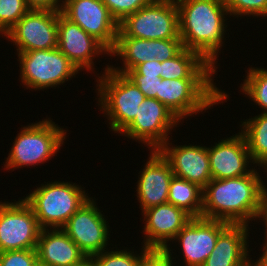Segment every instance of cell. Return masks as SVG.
Here are the masks:
<instances>
[{"instance_id": "obj_36", "label": "cell", "mask_w": 267, "mask_h": 266, "mask_svg": "<svg viewBox=\"0 0 267 266\" xmlns=\"http://www.w3.org/2000/svg\"><path fill=\"white\" fill-rule=\"evenodd\" d=\"M255 222H261L264 227V236H267V187H263L261 196L259 210L256 216ZM259 220V221H258ZM264 223V224H263Z\"/></svg>"}, {"instance_id": "obj_19", "label": "cell", "mask_w": 267, "mask_h": 266, "mask_svg": "<svg viewBox=\"0 0 267 266\" xmlns=\"http://www.w3.org/2000/svg\"><path fill=\"white\" fill-rule=\"evenodd\" d=\"M169 139L158 151L169 162L174 176L198 184L204 188L212 179L208 146L204 144L175 145ZM175 145V146H174Z\"/></svg>"}, {"instance_id": "obj_34", "label": "cell", "mask_w": 267, "mask_h": 266, "mask_svg": "<svg viewBox=\"0 0 267 266\" xmlns=\"http://www.w3.org/2000/svg\"><path fill=\"white\" fill-rule=\"evenodd\" d=\"M134 70L142 76L161 77V62L157 59L147 61L139 64Z\"/></svg>"}, {"instance_id": "obj_27", "label": "cell", "mask_w": 267, "mask_h": 266, "mask_svg": "<svg viewBox=\"0 0 267 266\" xmlns=\"http://www.w3.org/2000/svg\"><path fill=\"white\" fill-rule=\"evenodd\" d=\"M114 246L92 256L95 266H139L142 254L147 250L146 247L140 246L142 248L139 252H141L138 253L136 249L134 252V247L132 250L128 247L121 250L117 245Z\"/></svg>"}, {"instance_id": "obj_11", "label": "cell", "mask_w": 267, "mask_h": 266, "mask_svg": "<svg viewBox=\"0 0 267 266\" xmlns=\"http://www.w3.org/2000/svg\"><path fill=\"white\" fill-rule=\"evenodd\" d=\"M91 197L85 202L62 227L86 256H93L109 249L112 236L108 219ZM110 243V244H109Z\"/></svg>"}, {"instance_id": "obj_22", "label": "cell", "mask_w": 267, "mask_h": 266, "mask_svg": "<svg viewBox=\"0 0 267 266\" xmlns=\"http://www.w3.org/2000/svg\"><path fill=\"white\" fill-rule=\"evenodd\" d=\"M36 252L43 266H70L86 257L62 228L42 229Z\"/></svg>"}, {"instance_id": "obj_30", "label": "cell", "mask_w": 267, "mask_h": 266, "mask_svg": "<svg viewBox=\"0 0 267 266\" xmlns=\"http://www.w3.org/2000/svg\"><path fill=\"white\" fill-rule=\"evenodd\" d=\"M111 16L121 23L128 15L135 13L152 0H102Z\"/></svg>"}, {"instance_id": "obj_10", "label": "cell", "mask_w": 267, "mask_h": 266, "mask_svg": "<svg viewBox=\"0 0 267 266\" xmlns=\"http://www.w3.org/2000/svg\"><path fill=\"white\" fill-rule=\"evenodd\" d=\"M0 201V252L36 249L42 228L23 198Z\"/></svg>"}, {"instance_id": "obj_18", "label": "cell", "mask_w": 267, "mask_h": 266, "mask_svg": "<svg viewBox=\"0 0 267 266\" xmlns=\"http://www.w3.org/2000/svg\"><path fill=\"white\" fill-rule=\"evenodd\" d=\"M144 222L142 246L147 249H166L192 218L183 209L170 203L149 208L141 213Z\"/></svg>"}, {"instance_id": "obj_7", "label": "cell", "mask_w": 267, "mask_h": 266, "mask_svg": "<svg viewBox=\"0 0 267 266\" xmlns=\"http://www.w3.org/2000/svg\"><path fill=\"white\" fill-rule=\"evenodd\" d=\"M20 71L19 81L23 88L44 91L65 86L64 83L77 77L79 69L58 49L17 52ZM29 88V89H28Z\"/></svg>"}, {"instance_id": "obj_15", "label": "cell", "mask_w": 267, "mask_h": 266, "mask_svg": "<svg viewBox=\"0 0 267 266\" xmlns=\"http://www.w3.org/2000/svg\"><path fill=\"white\" fill-rule=\"evenodd\" d=\"M183 49L181 39L147 40L134 37H116L114 48L109 56L122 60L119 64H109V68L117 73L125 74L128 70L135 69L139 64L151 60L160 62L172 59Z\"/></svg>"}, {"instance_id": "obj_6", "label": "cell", "mask_w": 267, "mask_h": 266, "mask_svg": "<svg viewBox=\"0 0 267 266\" xmlns=\"http://www.w3.org/2000/svg\"><path fill=\"white\" fill-rule=\"evenodd\" d=\"M214 80L159 78V93L155 98L184 122L230 99L229 93L217 87Z\"/></svg>"}, {"instance_id": "obj_13", "label": "cell", "mask_w": 267, "mask_h": 266, "mask_svg": "<svg viewBox=\"0 0 267 266\" xmlns=\"http://www.w3.org/2000/svg\"><path fill=\"white\" fill-rule=\"evenodd\" d=\"M228 224L222 220L191 218L168 246L178 245L173 247L179 249L184 265L177 263V266H202L214 250L220 232Z\"/></svg>"}, {"instance_id": "obj_5", "label": "cell", "mask_w": 267, "mask_h": 266, "mask_svg": "<svg viewBox=\"0 0 267 266\" xmlns=\"http://www.w3.org/2000/svg\"><path fill=\"white\" fill-rule=\"evenodd\" d=\"M22 198L32 208L42 229L62 228L90 198L85 187L76 182L44 181Z\"/></svg>"}, {"instance_id": "obj_25", "label": "cell", "mask_w": 267, "mask_h": 266, "mask_svg": "<svg viewBox=\"0 0 267 266\" xmlns=\"http://www.w3.org/2000/svg\"><path fill=\"white\" fill-rule=\"evenodd\" d=\"M239 123V131L246 139L251 159L261 167L267 162V113H259Z\"/></svg>"}, {"instance_id": "obj_8", "label": "cell", "mask_w": 267, "mask_h": 266, "mask_svg": "<svg viewBox=\"0 0 267 266\" xmlns=\"http://www.w3.org/2000/svg\"><path fill=\"white\" fill-rule=\"evenodd\" d=\"M117 37L139 39H181L175 0H152L121 23Z\"/></svg>"}, {"instance_id": "obj_38", "label": "cell", "mask_w": 267, "mask_h": 266, "mask_svg": "<svg viewBox=\"0 0 267 266\" xmlns=\"http://www.w3.org/2000/svg\"><path fill=\"white\" fill-rule=\"evenodd\" d=\"M70 266H95L93 258L91 256H86L80 262L70 265Z\"/></svg>"}, {"instance_id": "obj_12", "label": "cell", "mask_w": 267, "mask_h": 266, "mask_svg": "<svg viewBox=\"0 0 267 266\" xmlns=\"http://www.w3.org/2000/svg\"><path fill=\"white\" fill-rule=\"evenodd\" d=\"M60 13L30 9L3 37L16 46V52L58 48Z\"/></svg>"}, {"instance_id": "obj_39", "label": "cell", "mask_w": 267, "mask_h": 266, "mask_svg": "<svg viewBox=\"0 0 267 266\" xmlns=\"http://www.w3.org/2000/svg\"><path fill=\"white\" fill-rule=\"evenodd\" d=\"M261 168H262V171L264 172L263 174H265V172H266V175H267V162L266 163H264L262 166H261ZM264 168V169H263ZM263 176L264 177V179H265V177H266V179L265 180H267V176ZM264 180V187H267V181H265Z\"/></svg>"}, {"instance_id": "obj_26", "label": "cell", "mask_w": 267, "mask_h": 266, "mask_svg": "<svg viewBox=\"0 0 267 266\" xmlns=\"http://www.w3.org/2000/svg\"><path fill=\"white\" fill-rule=\"evenodd\" d=\"M245 72V79H243V83L241 82L239 91L243 92L242 94L247 99H250V104L256 107L257 105L261 110V113H267V69L262 68V66L258 67H248ZM241 89V90H240Z\"/></svg>"}, {"instance_id": "obj_2", "label": "cell", "mask_w": 267, "mask_h": 266, "mask_svg": "<svg viewBox=\"0 0 267 266\" xmlns=\"http://www.w3.org/2000/svg\"><path fill=\"white\" fill-rule=\"evenodd\" d=\"M262 172L258 166L242 177L211 179L203 188L201 217L229 224L255 223L264 187Z\"/></svg>"}, {"instance_id": "obj_14", "label": "cell", "mask_w": 267, "mask_h": 266, "mask_svg": "<svg viewBox=\"0 0 267 266\" xmlns=\"http://www.w3.org/2000/svg\"><path fill=\"white\" fill-rule=\"evenodd\" d=\"M61 13L98 40L109 52L114 48L119 24L102 0H62Z\"/></svg>"}, {"instance_id": "obj_3", "label": "cell", "mask_w": 267, "mask_h": 266, "mask_svg": "<svg viewBox=\"0 0 267 266\" xmlns=\"http://www.w3.org/2000/svg\"><path fill=\"white\" fill-rule=\"evenodd\" d=\"M47 117L48 115L44 120L30 122L26 126L21 125L19 133L11 144L7 158H4L6 160L3 162L5 164H2V168L13 172L15 169H23V167H36L47 163L57 156V153H60L59 150L65 145L64 141L68 137L69 130H67L68 128L65 130L63 126L60 127L52 121L53 119Z\"/></svg>"}, {"instance_id": "obj_23", "label": "cell", "mask_w": 267, "mask_h": 266, "mask_svg": "<svg viewBox=\"0 0 267 266\" xmlns=\"http://www.w3.org/2000/svg\"><path fill=\"white\" fill-rule=\"evenodd\" d=\"M216 70L199 53L183 48L172 59L161 62L163 79H214Z\"/></svg>"}, {"instance_id": "obj_4", "label": "cell", "mask_w": 267, "mask_h": 266, "mask_svg": "<svg viewBox=\"0 0 267 266\" xmlns=\"http://www.w3.org/2000/svg\"><path fill=\"white\" fill-rule=\"evenodd\" d=\"M105 65L102 69L104 72L101 70L95 74V100L98 101L96 105L98 104L100 113L108 119L106 122L109 121L108 128L119 136L134 120L139 105L146 96L124 74L111 70L108 64Z\"/></svg>"}, {"instance_id": "obj_20", "label": "cell", "mask_w": 267, "mask_h": 266, "mask_svg": "<svg viewBox=\"0 0 267 266\" xmlns=\"http://www.w3.org/2000/svg\"><path fill=\"white\" fill-rule=\"evenodd\" d=\"M147 161L140 169L136 182V199L141 213L168 202V192L173 172L169 162L158 150H150Z\"/></svg>"}, {"instance_id": "obj_37", "label": "cell", "mask_w": 267, "mask_h": 266, "mask_svg": "<svg viewBox=\"0 0 267 266\" xmlns=\"http://www.w3.org/2000/svg\"><path fill=\"white\" fill-rule=\"evenodd\" d=\"M264 242L262 241V245H260L259 248L260 252L262 251V253H260L259 257H257V259H253V263L256 266H267V236H264Z\"/></svg>"}, {"instance_id": "obj_35", "label": "cell", "mask_w": 267, "mask_h": 266, "mask_svg": "<svg viewBox=\"0 0 267 266\" xmlns=\"http://www.w3.org/2000/svg\"><path fill=\"white\" fill-rule=\"evenodd\" d=\"M30 9L61 11L62 0H25Z\"/></svg>"}, {"instance_id": "obj_1", "label": "cell", "mask_w": 267, "mask_h": 266, "mask_svg": "<svg viewBox=\"0 0 267 266\" xmlns=\"http://www.w3.org/2000/svg\"><path fill=\"white\" fill-rule=\"evenodd\" d=\"M175 1L183 48L199 53L217 70V60L227 40L225 35H229L230 14L226 5L222 0Z\"/></svg>"}, {"instance_id": "obj_9", "label": "cell", "mask_w": 267, "mask_h": 266, "mask_svg": "<svg viewBox=\"0 0 267 266\" xmlns=\"http://www.w3.org/2000/svg\"><path fill=\"white\" fill-rule=\"evenodd\" d=\"M180 123L183 125V122L156 98H145L139 105L134 120L119 135L143 144L148 151L158 150L172 139L171 132L181 126Z\"/></svg>"}, {"instance_id": "obj_24", "label": "cell", "mask_w": 267, "mask_h": 266, "mask_svg": "<svg viewBox=\"0 0 267 266\" xmlns=\"http://www.w3.org/2000/svg\"><path fill=\"white\" fill-rule=\"evenodd\" d=\"M168 203L183 209L192 218L201 217L203 188L196 183L173 175L169 186Z\"/></svg>"}, {"instance_id": "obj_16", "label": "cell", "mask_w": 267, "mask_h": 266, "mask_svg": "<svg viewBox=\"0 0 267 266\" xmlns=\"http://www.w3.org/2000/svg\"><path fill=\"white\" fill-rule=\"evenodd\" d=\"M58 49L79 69L96 73L95 59L109 57V51L78 24L71 22L62 13L58 16ZM95 62H94V61Z\"/></svg>"}, {"instance_id": "obj_31", "label": "cell", "mask_w": 267, "mask_h": 266, "mask_svg": "<svg viewBox=\"0 0 267 266\" xmlns=\"http://www.w3.org/2000/svg\"><path fill=\"white\" fill-rule=\"evenodd\" d=\"M173 250L176 251L172 247H167L166 249H147L142 254L139 266H177L176 257L179 261L180 258L178 257L180 256H177Z\"/></svg>"}, {"instance_id": "obj_29", "label": "cell", "mask_w": 267, "mask_h": 266, "mask_svg": "<svg viewBox=\"0 0 267 266\" xmlns=\"http://www.w3.org/2000/svg\"><path fill=\"white\" fill-rule=\"evenodd\" d=\"M29 10L25 0H0V37L3 38Z\"/></svg>"}, {"instance_id": "obj_28", "label": "cell", "mask_w": 267, "mask_h": 266, "mask_svg": "<svg viewBox=\"0 0 267 266\" xmlns=\"http://www.w3.org/2000/svg\"><path fill=\"white\" fill-rule=\"evenodd\" d=\"M226 5L228 12L233 18L240 19L244 16L267 18V0H222Z\"/></svg>"}, {"instance_id": "obj_17", "label": "cell", "mask_w": 267, "mask_h": 266, "mask_svg": "<svg viewBox=\"0 0 267 266\" xmlns=\"http://www.w3.org/2000/svg\"><path fill=\"white\" fill-rule=\"evenodd\" d=\"M212 179H229L250 174L257 165L252 161L246 139L239 131L208 146Z\"/></svg>"}, {"instance_id": "obj_33", "label": "cell", "mask_w": 267, "mask_h": 266, "mask_svg": "<svg viewBox=\"0 0 267 266\" xmlns=\"http://www.w3.org/2000/svg\"><path fill=\"white\" fill-rule=\"evenodd\" d=\"M124 75L141 90L146 98H155L159 93V78L161 77L142 76L134 69L128 70Z\"/></svg>"}, {"instance_id": "obj_32", "label": "cell", "mask_w": 267, "mask_h": 266, "mask_svg": "<svg viewBox=\"0 0 267 266\" xmlns=\"http://www.w3.org/2000/svg\"><path fill=\"white\" fill-rule=\"evenodd\" d=\"M36 249H23L0 252V266H36Z\"/></svg>"}, {"instance_id": "obj_21", "label": "cell", "mask_w": 267, "mask_h": 266, "mask_svg": "<svg viewBox=\"0 0 267 266\" xmlns=\"http://www.w3.org/2000/svg\"><path fill=\"white\" fill-rule=\"evenodd\" d=\"M249 231L252 229L247 224H228L202 266H250L253 260L249 254L253 250L249 247Z\"/></svg>"}]
</instances>
